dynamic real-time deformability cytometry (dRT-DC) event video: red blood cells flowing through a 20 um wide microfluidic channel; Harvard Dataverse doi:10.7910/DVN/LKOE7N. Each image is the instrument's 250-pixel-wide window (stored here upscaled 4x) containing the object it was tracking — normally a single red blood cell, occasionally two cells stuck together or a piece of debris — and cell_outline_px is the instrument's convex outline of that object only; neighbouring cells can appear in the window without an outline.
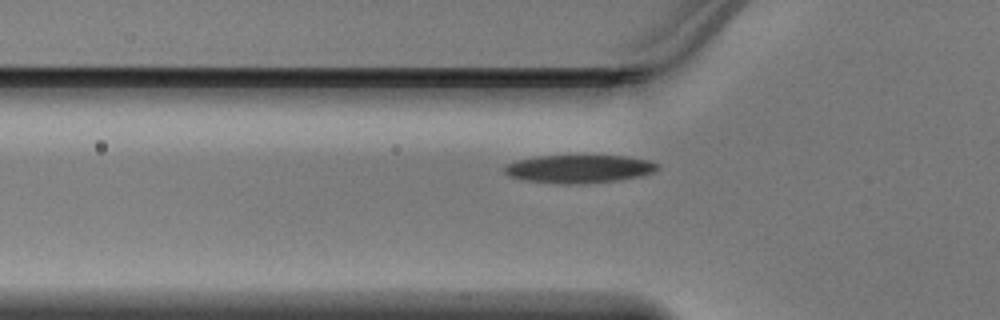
{"species": "Egyptian fruit bat (a non-hibernating species)", "species_latin": "Rousettus aegyptiacus", "temperature_condition": "warm", "stored_images_in_passage": 34, "camera_frame_rate_fps": 3000, "um_per_image_px": 0.085, "animal": {"sex": "male"}, "frame": {"image": 1, "passage_image": 2, "time_ms": 0.333, "image_size_px": [1000, 320], "cell_outline_px": [[660, 168], [652, 172], [640, 176], [620, 180], [584, 184], [560, 184], [524, 180], [508, 176], [504, 172], [504, 168], [508, 164], [516, 160], [536, 156], [624, 156], [648, 160], [660, 164]], "centroid_in_image_um": [49.22, 14.36], "position_along_channel_um": 76.6, "area_um2": 25.2}}
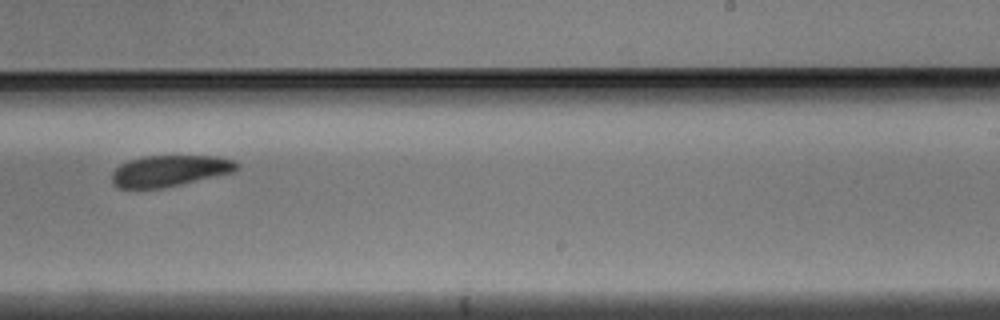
{"frame": {"image": 2, "passage_image": 16, "time_ms": 5.0, "image_size_px": [1000, 320], "cell_outline_px": [[240, 164], [236, 172], [164, 188], [116, 188], [112, 184], [112, 172], [120, 164], [128, 160], [144, 156], [216, 156], [232, 160]], "centroid_in_image_um": [14.42, 14.52], "position_along_channel_um": 274.6, "area_um2": 22.95}}
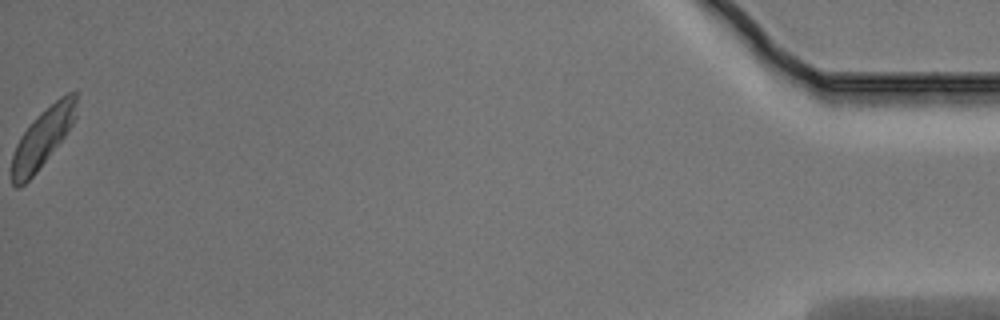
{"frame": {"image": 3, "passage_image": 34, "time_ms": 11.0, "image_size_px": [1000, 320], "cell_outline_px": [[80, 92], [76, 116], [72, 124], [64, 136], [36, 172], [24, 184], [16, 188], [12, 184], [12, 156], [16, 144], [20, 136], [36, 116], [40, 112], [60, 96], [68, 92]], "centroid_in_image_um": [3.65, 11.64], "position_along_channel_um": 431.6, "area_um2": 22.02}}